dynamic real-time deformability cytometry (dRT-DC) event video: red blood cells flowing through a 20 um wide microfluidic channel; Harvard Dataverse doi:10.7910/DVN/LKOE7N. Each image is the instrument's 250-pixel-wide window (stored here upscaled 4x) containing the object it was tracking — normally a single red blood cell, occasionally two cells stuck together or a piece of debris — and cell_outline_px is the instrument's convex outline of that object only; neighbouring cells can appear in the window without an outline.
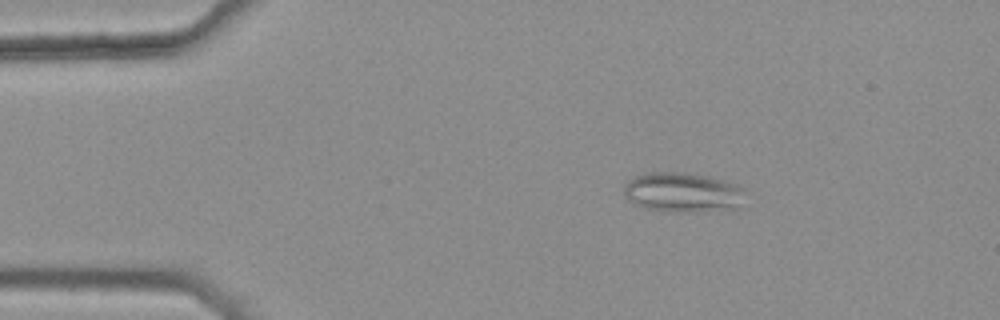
{"species": "common noctule bat (a hibernating species)", "species_latin": "Nyctalus noctula", "temperature_condition": "warm", "stored_images_in_passage": 39, "camera_frame_rate_fps": 3000, "um_per_image_px": 0.085, "animal": {"sex": "female", "body_mass_g": 25.1}, "frame": {"image": 1, "passage_image": 2, "time_ms": 0.333, "image_size_px": [1000, 320], "cell_outline_px": [[744, 188], [740, 208], [704, 212], [668, 212], [640, 208], [632, 204], [624, 196], [624, 184], [628, 180], [636, 176], [648, 172], [684, 172], [708, 176], [724, 180]], "centroid_in_image_um": [57.99, 16.37], "position_along_channel_um": 27.0, "area_um2": 28.73}}
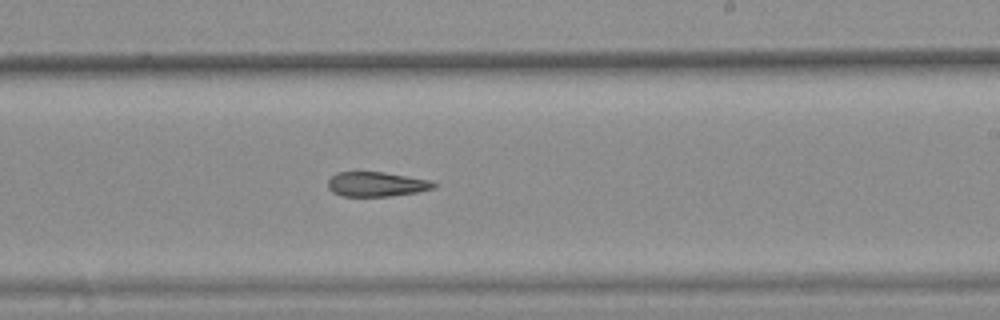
{"frame": {"image": 2, "passage_image": 25, "time_ms": 8.0, "image_size_px": [1000, 320], "cell_outline_px": [[436, 188], [416, 192], [392, 196], [340, 196], [332, 192], [328, 188], [328, 180], [336, 172], [384, 172], [432, 180], [436, 184]], "centroid_in_image_um": [32.0, 15.66], "position_along_channel_um": 257.0, "area_um2": 15.32}}
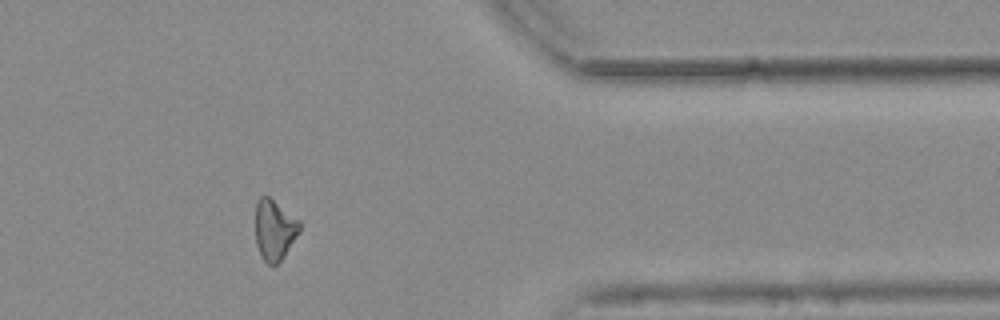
{"frame": {"image": 3, "passage_image": 37, "time_ms": 12.0, "image_size_px": [1000, 320], "cell_outline_px": [[300, 228], [284, 256], [276, 264], [268, 264], [260, 256], [256, 244], [256, 200], [260, 196], [268, 196], [300, 220]], "centroid_in_image_um": [23.3, 19.52], "position_along_channel_um": 388.1, "area_um2": 15.37}, "authors_computed_cell_mechanics": {"area_um2": 16.473, "velocity_mm_per_s": 3.7621, "shape_relaxation_time_tau1_ms": null, "shape_relaxation_time_tau2_ms": 6.3487, "deformation_change_tau1": null, "deformation_change_tau2": 0.165}}